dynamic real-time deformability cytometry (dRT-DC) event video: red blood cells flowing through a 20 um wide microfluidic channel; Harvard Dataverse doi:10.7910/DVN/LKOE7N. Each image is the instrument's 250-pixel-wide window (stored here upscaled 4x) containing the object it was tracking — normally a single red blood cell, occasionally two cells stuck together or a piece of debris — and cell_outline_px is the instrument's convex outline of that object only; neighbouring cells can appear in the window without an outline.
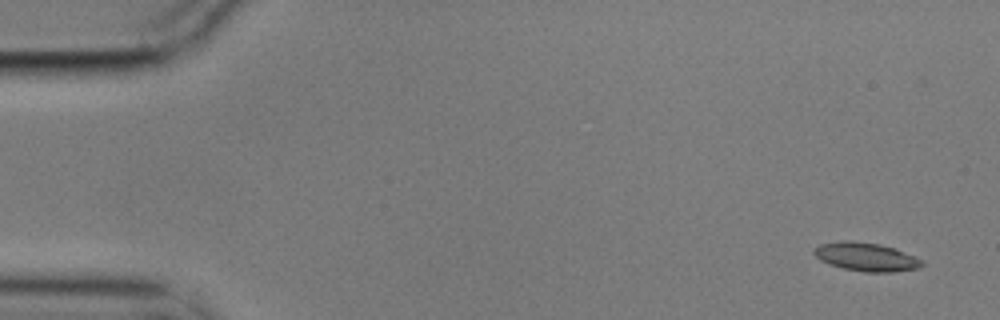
{"species": "common noctule bat (a hibernating species)", "species_latin": "Nyctalus noctula", "temperature_condition": "cold", "stored_images_in_passage": 5, "camera_frame_rate_fps": 3000, "um_per_image_px": 0.085, "animal": {"sex": "male", "body_mass_g": 17.9}, "frame": {"image": 1, "passage_image": 1, "time_ms": 0.0, "image_size_px": [1000, 320], "cell_outline_px": [[924, 264], [920, 268], [892, 272], [864, 272], [844, 268], [828, 264], [820, 260], [812, 252], [812, 248], [820, 244], [840, 240], [852, 240], [880, 244], [892, 248], [912, 256], [920, 260]], "centroid_in_image_um": [73.54, 21.83], "position_along_channel_um": 11.5, "area_um2": 17.86}}
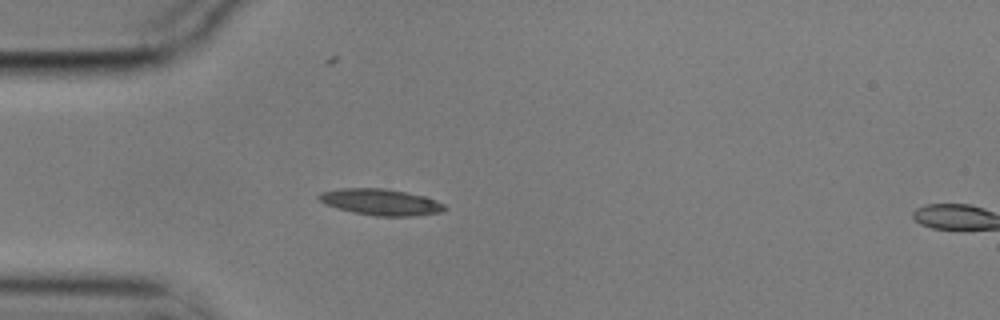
{"frame": {"image": 2, "passage_image": 4, "time_ms": 1.0, "image_size_px": [1000, 320], "cell_outline_px": [[448, 208], [440, 212], [412, 216], [376, 216], [352, 212], [336, 208], [324, 204], [316, 196], [320, 192], [340, 188], [384, 188], [424, 196], [444, 204]], "centroid_in_image_um": [32.31, 17.17], "position_along_channel_um": 52.7, "area_um2": 19.25}}